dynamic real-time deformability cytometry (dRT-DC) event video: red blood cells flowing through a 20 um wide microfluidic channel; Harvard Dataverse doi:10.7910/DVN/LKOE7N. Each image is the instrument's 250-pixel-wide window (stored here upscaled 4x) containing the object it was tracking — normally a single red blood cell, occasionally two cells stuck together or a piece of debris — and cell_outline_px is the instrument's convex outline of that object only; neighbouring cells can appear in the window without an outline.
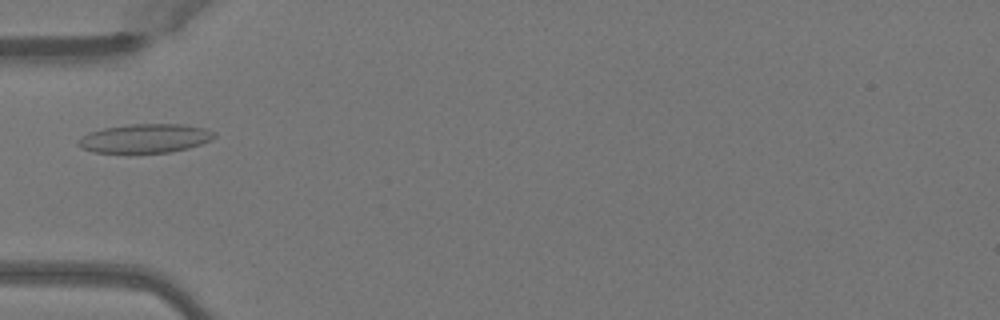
{"species": "Egyptian fruit bat (a non-hibernating species)", "species_latin": "Rousettus aegyptiacus", "temperature_condition": "warm", "stored_images_in_passage": 31, "camera_frame_rate_fps": 3000, "um_per_image_px": 0.085, "animal": {"sex": "female"}, "frame": {"image": 1, "passage_image": 1, "time_ms": 0.0, "image_size_px": [1000, 320], "cell_outline_px": [[216, 136], [212, 140], [188, 148], [172, 152], [92, 152], [76, 144], [88, 132], [104, 128], [132, 124], [180, 124], [204, 128], [216, 132]], "centroid_in_image_um": [12.38, 11.75], "position_along_channel_um": 72.6, "area_um2": 22.66}}
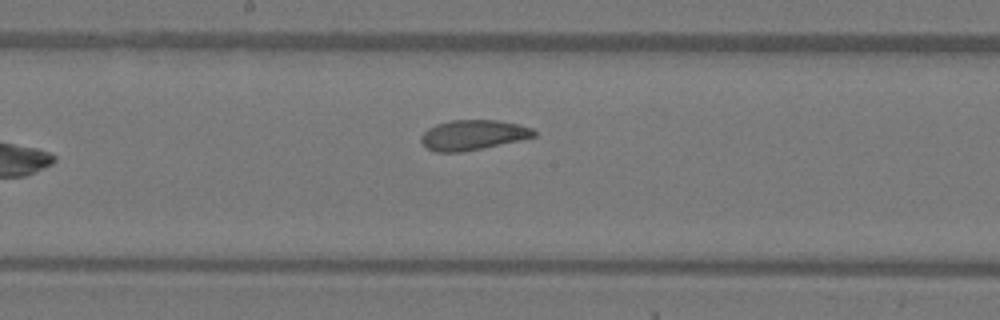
{"frame": {"image": 2, "passage_image": 11, "time_ms": 3.333, "image_size_px": [1000, 320], "cell_outline_px": [[536, 136], [520, 140], [460, 152], [436, 152], [428, 148], [420, 140], [420, 136], [428, 128], [436, 124], [452, 120], [496, 120], [520, 124], [532, 128], [536, 132]], "centroid_in_image_um": [40.2, 11.46], "position_along_channel_um": 208.0, "area_um2": 19.59}}
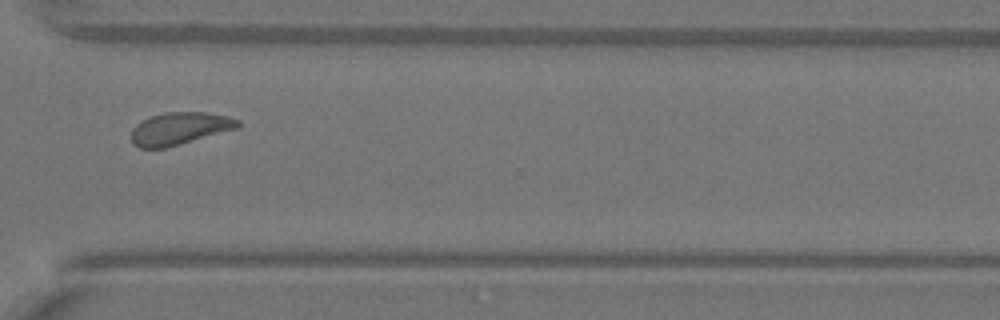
{"frame": {"image": 3, "passage_image": 22, "time_ms": 7.0, "image_size_px": [1000, 320], "cell_outline_px": [[240, 128], [180, 144], [164, 148], [140, 148], [132, 144], [132, 128], [136, 124], [152, 116], [164, 112], [208, 112], [228, 116], [240, 120]], "centroid_in_image_um": [15.31, 10.92], "position_along_channel_um": 355.3, "area_um2": 20.23}}